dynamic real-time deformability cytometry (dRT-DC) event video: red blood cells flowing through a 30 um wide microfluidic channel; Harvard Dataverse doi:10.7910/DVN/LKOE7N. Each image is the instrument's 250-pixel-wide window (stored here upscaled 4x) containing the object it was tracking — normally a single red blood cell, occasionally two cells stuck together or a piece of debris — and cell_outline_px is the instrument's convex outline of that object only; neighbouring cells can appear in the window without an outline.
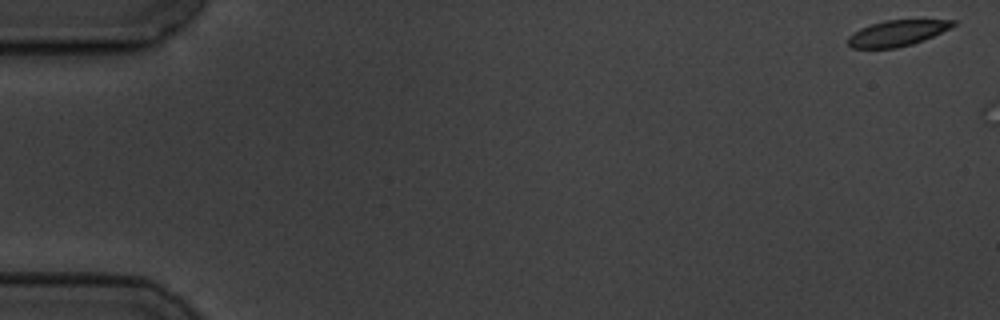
{"species": "common noctule bat (a hibernating species)", "species_latin": "Nyctalus noctula", "temperature_condition": "cold", "stored_images_in_passage": 5, "camera_frame_rate_fps": 3000, "um_per_image_px": 0.085, "animal": {"sex": "male", "body_mass_g": 19.5, "forearm_length_mm": 54.6}, "frame": {"image": 1, "passage_image": 1, "time_ms": 0.0, "image_size_px": [1000, 320], "cell_outline_px": [[956, 24], [924, 40], [912, 44], [896, 48], [852, 48], [848, 44], [848, 36], [860, 28], [884, 20], [956, 20]], "centroid_in_image_um": [76.22, 2.82], "position_along_channel_um": 8.8, "area_um2": 15.61}}